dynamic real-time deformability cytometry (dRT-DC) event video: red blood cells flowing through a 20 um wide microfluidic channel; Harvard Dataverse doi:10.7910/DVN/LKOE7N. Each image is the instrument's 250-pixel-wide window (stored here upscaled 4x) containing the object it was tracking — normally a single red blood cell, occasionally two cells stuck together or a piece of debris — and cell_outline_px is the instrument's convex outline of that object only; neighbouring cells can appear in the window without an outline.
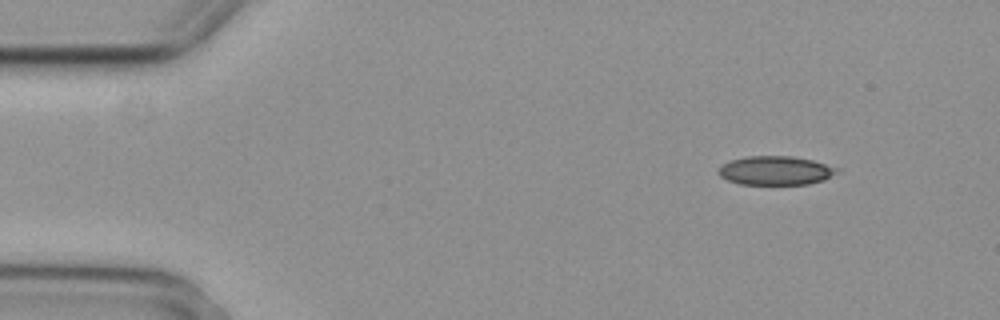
{"species": "common noctule bat (a hibernating species)", "species_latin": "Nyctalus noctula", "temperature_condition": "cold", "stored_images_in_passage": 6, "segment_of_instrument_passage": [2, 2], "camera_frame_rate_fps": 3000, "um_per_image_px": 0.085, "animal": {"sex": "female", "body_mass_g": 29.2, "forearm_length_mm": 56.3}, "frame": {"image": 1, "passage_image": 6, "time_ms": 1.667, "image_size_px": [1000, 320], "cell_outline_px": [[840, 168], [836, 172], [824, 180], [808, 184], [740, 184], [728, 180], [720, 176], [716, 172], [720, 164], [728, 160], [748, 156], [792, 156], [812, 160]], "centroid_in_image_um": [65.86, 14.49], "position_along_channel_um": 19.1, "area_um2": 20.06}}